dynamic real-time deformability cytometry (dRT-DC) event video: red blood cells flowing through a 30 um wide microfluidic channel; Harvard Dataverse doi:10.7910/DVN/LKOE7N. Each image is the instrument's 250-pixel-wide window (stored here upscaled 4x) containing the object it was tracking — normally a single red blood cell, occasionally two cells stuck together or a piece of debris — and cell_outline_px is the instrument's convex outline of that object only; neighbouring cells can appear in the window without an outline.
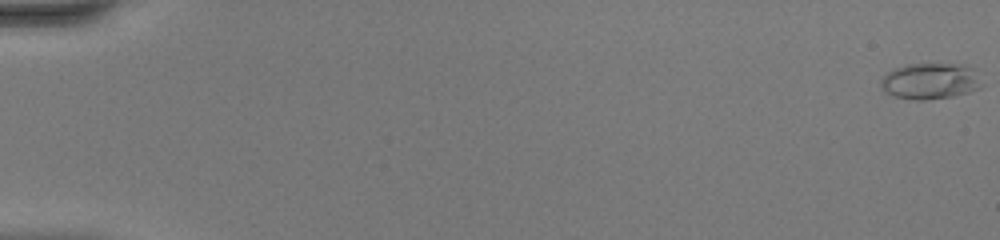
{"species": "common noctule bat (a hibernating species)", "species_latin": "Nyctalus noctula", "temperature_condition": "warm", "stored_images_in_passage": 49, "camera_frame_rate_fps": 3000, "um_per_image_px": 0.085, "animal": {"sex": "female", "body_mass_g": 20.0, "forearm_length_mm": 54.0}, "frame": {"image": 1, "passage_image": 1, "time_ms": 0.0, "image_size_px": [1000, 240], "cell_outline_px": [[980, 88], [968, 92], [952, 96], [924, 100], [916, 100], [892, 96], [884, 92], [880, 84], [880, 80], [888, 72], [904, 64], [964, 64], [972, 68]], "centroid_in_image_um": [78.98, 6.9], "position_along_channel_um": 6.0, "area_um2": 20.92}}
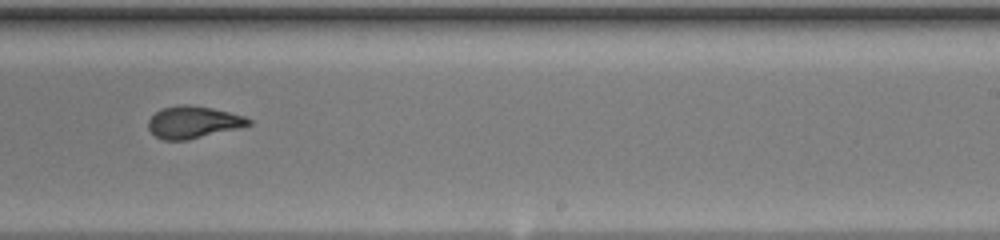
{"frame": {"image": 2, "passage_image": 32, "time_ms": 10.333, "image_size_px": [1000, 240], "cell_outline_px": [[252, 124], [188, 140], [164, 140], [156, 136], [148, 128], [148, 120], [160, 108], [180, 104], [184, 104], [212, 108], [244, 116], [252, 120]], "centroid_in_image_um": [16.39, 10.38], "position_along_channel_um": 272.6, "area_um2": 18.55}}
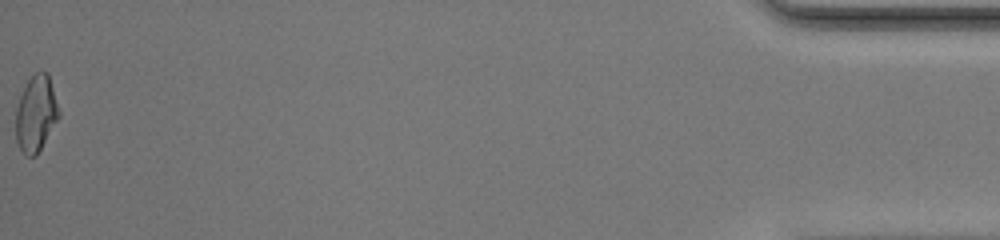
{"frame": {"image": 3, "passage_image": 49, "time_ms": 16.0, "image_size_px": [1000, 240], "cell_outline_px": [[60, 116], [36, 156], [28, 156], [20, 148], [16, 140], [16, 108], [20, 96], [28, 80], [36, 72], [48, 72], [60, 112]], "centroid_in_image_um": [3.07, 9.65], "position_along_channel_um": 432.1, "area_um2": 18.9}, "authors_computed_cell_mechanics": {"area_um2": 19.2474, "velocity_mm_per_s": 4.4245, "shape_relaxation_time_tau1_ms": 7.9514, "shape_relaxation_time_tau2_ms": 1.1761, "deformation_change_tau1": 0.2977, "deformation_change_tau2": 0.0847}}